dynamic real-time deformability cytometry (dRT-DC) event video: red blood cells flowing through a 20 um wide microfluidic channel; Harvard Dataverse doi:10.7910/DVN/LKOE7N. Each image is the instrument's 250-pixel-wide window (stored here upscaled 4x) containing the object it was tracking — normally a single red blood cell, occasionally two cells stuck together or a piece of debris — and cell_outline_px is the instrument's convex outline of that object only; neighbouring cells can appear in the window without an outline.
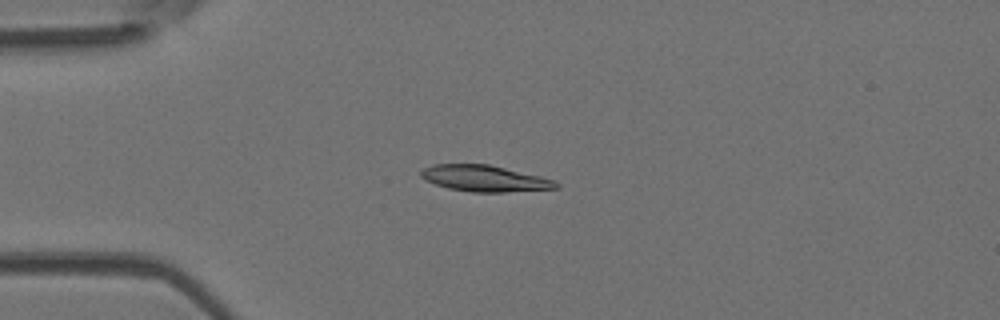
{"species": "Egyptian fruit bat (a non-hibernating species)", "species_latin": "Rousettus aegyptiacus", "temperature_condition": "room temperature", "stored_images_in_passage": 51, "camera_frame_rate_fps": 3000, "um_per_image_px": 0.085, "animal": {"sex": "female"}, "frame": {"image": 1, "passage_image": 12, "time_ms": 3.667, "image_size_px": [1000, 320], "cell_outline_px": [[560, 188], [504, 192], [472, 192], [448, 188], [424, 180], [420, 176], [420, 172], [424, 168], [432, 164], [488, 164], [540, 176], [552, 180], [560, 184]], "centroid_in_image_um": [41.17, 15.17], "position_along_channel_um": 43.8, "area_um2": 20.58}}
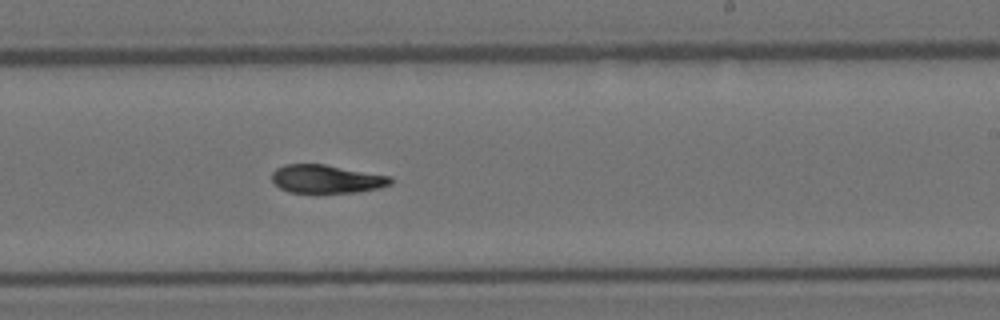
{"frame": {"image": 2, "passage_image": 30, "time_ms": 9.667, "image_size_px": [1000, 320], "cell_outline_px": [[392, 184], [380, 188], [356, 192], [288, 192], [280, 188], [272, 180], [272, 172], [276, 168], [284, 164], [324, 164], [392, 176]], "centroid_in_image_um": [27.77, 15.2], "position_along_channel_um": 261.2, "area_um2": 19.59}}
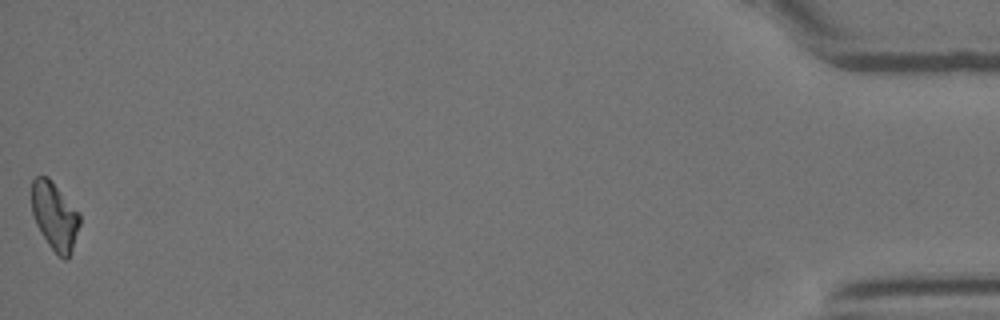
{"frame": {"image": 3, "passage_image": 50, "time_ms": 16.333, "image_size_px": [1000, 320], "cell_outline_px": [[80, 224], [68, 260], [64, 260], [48, 244], [36, 224], [32, 212], [32, 180], [36, 176], [48, 176], [80, 212]], "centroid_in_image_um": [4.66, 18.34], "position_along_channel_um": 430.5, "area_um2": 18.96}}